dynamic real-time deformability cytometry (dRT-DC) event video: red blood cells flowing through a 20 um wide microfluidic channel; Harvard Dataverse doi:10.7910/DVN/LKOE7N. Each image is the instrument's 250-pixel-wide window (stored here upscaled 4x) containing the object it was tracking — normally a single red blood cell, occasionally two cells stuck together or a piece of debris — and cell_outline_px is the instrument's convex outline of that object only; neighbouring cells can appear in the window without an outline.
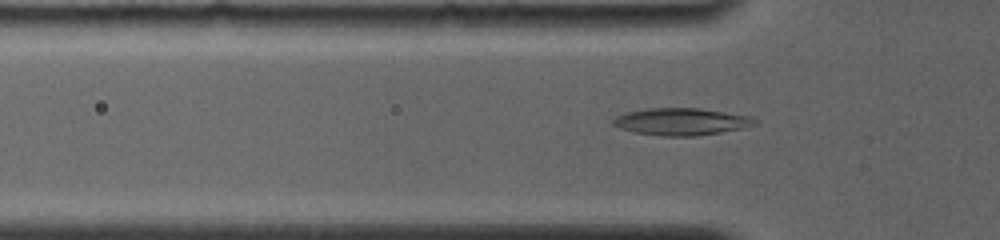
{"species": "common noctule bat (a hibernating species)", "species_latin": "Nyctalus noctula", "temperature_condition": "room temperature", "stored_images_in_passage": 21, "camera_frame_rate_fps": 4000, "um_per_image_px": 0.085, "animal": {"sex": "female", "body_mass_g": 19.0, "forearm_length_mm": 56.7}, "frame": {"image": 1, "passage_image": 7, "time_ms": 1.5, "image_size_px": [1000, 240], "cell_outline_px": [[760, 120], [756, 124], [740, 128], [720, 132], [696, 136], [664, 136], [636, 132], [620, 128], [612, 124], [612, 120], [616, 116], [628, 112], [648, 108], [700, 108], [752, 116]], "centroid_in_image_um": [57.94, 10.33], "position_along_channel_um": 67.9, "area_um2": 22.31}}
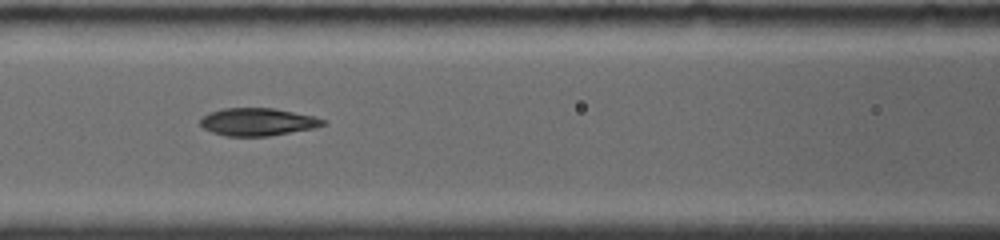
{"frame": {"image": 2, "passage_image": 15, "time_ms": 3.5, "image_size_px": [1000, 240], "cell_outline_px": [[328, 124], [312, 128], [268, 136], [228, 136], [212, 132], [204, 128], [200, 124], [200, 120], [208, 112], [224, 108], [276, 108], [312, 116], [324, 120]], "centroid_in_image_um": [21.88, 10.35], "position_along_channel_um": 144.7, "area_um2": 19.59}}
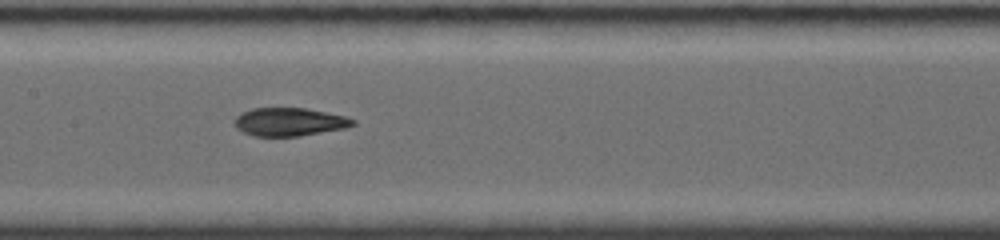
{"frame": {"image": 3, "passage_image": 19, "time_ms": 4.5, "image_size_px": [1000, 240], "cell_outline_px": [[356, 124], [344, 128], [300, 136], [256, 136], [244, 132], [236, 128], [232, 120], [240, 112], [252, 108], [304, 108], [348, 116], [356, 120]], "centroid_in_image_um": [24.58, 10.35], "position_along_channel_um": 182.8, "area_um2": 19.59}}